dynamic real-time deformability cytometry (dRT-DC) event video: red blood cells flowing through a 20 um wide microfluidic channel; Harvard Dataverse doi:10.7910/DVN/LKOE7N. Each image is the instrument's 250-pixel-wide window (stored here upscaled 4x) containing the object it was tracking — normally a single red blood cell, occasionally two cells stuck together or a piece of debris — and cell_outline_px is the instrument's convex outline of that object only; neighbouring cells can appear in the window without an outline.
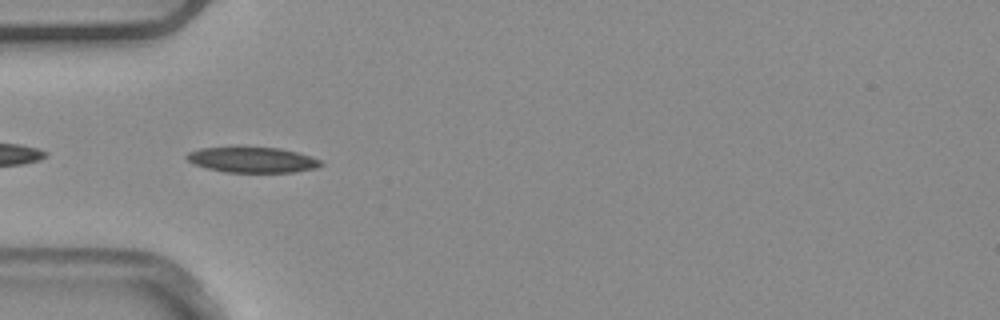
{"species": "common noctule bat (a hibernating species)", "species_latin": "Nyctalus noctula", "temperature_condition": "warm", "stored_images_in_passage": 5, "camera_frame_rate_fps": 3000, "um_per_image_px": 0.085, "animal": {"sex": "male", "body_mass_g": 20.4}, "frame": {"image": 1, "passage_image": 5, "time_ms": 1.333, "image_size_px": [1000, 320], "cell_outline_px": [[324, 164], [316, 168], [292, 172], [224, 172], [208, 168], [196, 164], [188, 160], [184, 156], [188, 152], [200, 148], [236, 144], [280, 148], [296, 152], [320, 160]], "centroid_in_image_um": [21.38, 13.53], "position_along_channel_um": 63.6, "area_um2": 20.63}}